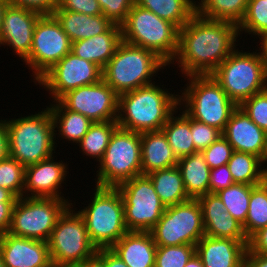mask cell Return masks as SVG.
<instances>
[{"instance_id":"1","label":"cell","mask_w":267,"mask_h":267,"mask_svg":"<svg viewBox=\"0 0 267 267\" xmlns=\"http://www.w3.org/2000/svg\"><path fill=\"white\" fill-rule=\"evenodd\" d=\"M238 26L197 13L179 29L175 58L185 77L211 75L236 49Z\"/></svg>"},{"instance_id":"2","label":"cell","mask_w":267,"mask_h":267,"mask_svg":"<svg viewBox=\"0 0 267 267\" xmlns=\"http://www.w3.org/2000/svg\"><path fill=\"white\" fill-rule=\"evenodd\" d=\"M178 106L179 95L154 82L118 95L116 121L119 128L128 131H159L178 108L183 109Z\"/></svg>"},{"instance_id":"3","label":"cell","mask_w":267,"mask_h":267,"mask_svg":"<svg viewBox=\"0 0 267 267\" xmlns=\"http://www.w3.org/2000/svg\"><path fill=\"white\" fill-rule=\"evenodd\" d=\"M5 123L9 157L24 167L36 164L56 153L54 148L57 134L49 107L34 115L8 121L6 119Z\"/></svg>"},{"instance_id":"4","label":"cell","mask_w":267,"mask_h":267,"mask_svg":"<svg viewBox=\"0 0 267 267\" xmlns=\"http://www.w3.org/2000/svg\"><path fill=\"white\" fill-rule=\"evenodd\" d=\"M166 66L155 52L122 41L102 69V79L120 95L154 83V74Z\"/></svg>"},{"instance_id":"5","label":"cell","mask_w":267,"mask_h":267,"mask_svg":"<svg viewBox=\"0 0 267 267\" xmlns=\"http://www.w3.org/2000/svg\"><path fill=\"white\" fill-rule=\"evenodd\" d=\"M93 199L79 214L97 249L111 248L128 231L123 198L117 187L95 186Z\"/></svg>"},{"instance_id":"6","label":"cell","mask_w":267,"mask_h":267,"mask_svg":"<svg viewBox=\"0 0 267 267\" xmlns=\"http://www.w3.org/2000/svg\"><path fill=\"white\" fill-rule=\"evenodd\" d=\"M186 78L189 84H185L187 86L182 96L179 95V106L183 105L184 111L191 118L223 133L231 114L238 106L212 75H192Z\"/></svg>"},{"instance_id":"7","label":"cell","mask_w":267,"mask_h":267,"mask_svg":"<svg viewBox=\"0 0 267 267\" xmlns=\"http://www.w3.org/2000/svg\"><path fill=\"white\" fill-rule=\"evenodd\" d=\"M122 41L149 49L170 65L178 50L179 29L135 3L121 25Z\"/></svg>"},{"instance_id":"8","label":"cell","mask_w":267,"mask_h":267,"mask_svg":"<svg viewBox=\"0 0 267 267\" xmlns=\"http://www.w3.org/2000/svg\"><path fill=\"white\" fill-rule=\"evenodd\" d=\"M241 51L235 49L211 74L237 106L267 88L259 50Z\"/></svg>"},{"instance_id":"9","label":"cell","mask_w":267,"mask_h":267,"mask_svg":"<svg viewBox=\"0 0 267 267\" xmlns=\"http://www.w3.org/2000/svg\"><path fill=\"white\" fill-rule=\"evenodd\" d=\"M98 165L96 186L117 187L142 175L141 133L118 127Z\"/></svg>"},{"instance_id":"10","label":"cell","mask_w":267,"mask_h":267,"mask_svg":"<svg viewBox=\"0 0 267 267\" xmlns=\"http://www.w3.org/2000/svg\"><path fill=\"white\" fill-rule=\"evenodd\" d=\"M71 206L59 216L47 241L50 259L59 267H76L98 250L89 238L82 216Z\"/></svg>"},{"instance_id":"11","label":"cell","mask_w":267,"mask_h":267,"mask_svg":"<svg viewBox=\"0 0 267 267\" xmlns=\"http://www.w3.org/2000/svg\"><path fill=\"white\" fill-rule=\"evenodd\" d=\"M72 204L68 199L20 197L14 204L7 233L47 242L59 216Z\"/></svg>"},{"instance_id":"12","label":"cell","mask_w":267,"mask_h":267,"mask_svg":"<svg viewBox=\"0 0 267 267\" xmlns=\"http://www.w3.org/2000/svg\"><path fill=\"white\" fill-rule=\"evenodd\" d=\"M149 232L156 246L196 245L205 236L198 199L166 207Z\"/></svg>"},{"instance_id":"13","label":"cell","mask_w":267,"mask_h":267,"mask_svg":"<svg viewBox=\"0 0 267 267\" xmlns=\"http://www.w3.org/2000/svg\"><path fill=\"white\" fill-rule=\"evenodd\" d=\"M117 189L123 198L128 231L149 232L166 209L151 179L147 175H139L121 183Z\"/></svg>"},{"instance_id":"14","label":"cell","mask_w":267,"mask_h":267,"mask_svg":"<svg viewBox=\"0 0 267 267\" xmlns=\"http://www.w3.org/2000/svg\"><path fill=\"white\" fill-rule=\"evenodd\" d=\"M72 42L53 15H42L36 22L29 56L23 61L33 71L36 82L64 56ZM36 80V81H35Z\"/></svg>"},{"instance_id":"15","label":"cell","mask_w":267,"mask_h":267,"mask_svg":"<svg viewBox=\"0 0 267 267\" xmlns=\"http://www.w3.org/2000/svg\"><path fill=\"white\" fill-rule=\"evenodd\" d=\"M102 79V69L95 63L69 52L37 82L57 101L66 92Z\"/></svg>"},{"instance_id":"16","label":"cell","mask_w":267,"mask_h":267,"mask_svg":"<svg viewBox=\"0 0 267 267\" xmlns=\"http://www.w3.org/2000/svg\"><path fill=\"white\" fill-rule=\"evenodd\" d=\"M58 101L68 110L85 115L94 122L117 120L118 94L101 79L62 95Z\"/></svg>"},{"instance_id":"17","label":"cell","mask_w":267,"mask_h":267,"mask_svg":"<svg viewBox=\"0 0 267 267\" xmlns=\"http://www.w3.org/2000/svg\"><path fill=\"white\" fill-rule=\"evenodd\" d=\"M42 15L26 8L8 5L0 30V45L13 48L25 60L31 51L36 22Z\"/></svg>"},{"instance_id":"18","label":"cell","mask_w":267,"mask_h":267,"mask_svg":"<svg viewBox=\"0 0 267 267\" xmlns=\"http://www.w3.org/2000/svg\"><path fill=\"white\" fill-rule=\"evenodd\" d=\"M53 157L54 155L25 167L23 197L25 195V197L65 199L59 188L68 174V165L62 160L56 162Z\"/></svg>"},{"instance_id":"19","label":"cell","mask_w":267,"mask_h":267,"mask_svg":"<svg viewBox=\"0 0 267 267\" xmlns=\"http://www.w3.org/2000/svg\"><path fill=\"white\" fill-rule=\"evenodd\" d=\"M0 256L6 267H45L51 262L47 242L9 233L1 235Z\"/></svg>"},{"instance_id":"20","label":"cell","mask_w":267,"mask_h":267,"mask_svg":"<svg viewBox=\"0 0 267 267\" xmlns=\"http://www.w3.org/2000/svg\"><path fill=\"white\" fill-rule=\"evenodd\" d=\"M197 199L202 210L205 235L240 240L248 244L242 224L230 216L217 194L207 193Z\"/></svg>"},{"instance_id":"21","label":"cell","mask_w":267,"mask_h":267,"mask_svg":"<svg viewBox=\"0 0 267 267\" xmlns=\"http://www.w3.org/2000/svg\"><path fill=\"white\" fill-rule=\"evenodd\" d=\"M247 245L240 240L203 236L195 253L204 267H243Z\"/></svg>"},{"instance_id":"22","label":"cell","mask_w":267,"mask_h":267,"mask_svg":"<svg viewBox=\"0 0 267 267\" xmlns=\"http://www.w3.org/2000/svg\"><path fill=\"white\" fill-rule=\"evenodd\" d=\"M222 135L231 144L234 151L260 157L267 133L238 106L231 114Z\"/></svg>"},{"instance_id":"23","label":"cell","mask_w":267,"mask_h":267,"mask_svg":"<svg viewBox=\"0 0 267 267\" xmlns=\"http://www.w3.org/2000/svg\"><path fill=\"white\" fill-rule=\"evenodd\" d=\"M156 248L150 232L129 231L110 249L128 267H155Z\"/></svg>"},{"instance_id":"24","label":"cell","mask_w":267,"mask_h":267,"mask_svg":"<svg viewBox=\"0 0 267 267\" xmlns=\"http://www.w3.org/2000/svg\"><path fill=\"white\" fill-rule=\"evenodd\" d=\"M121 42V26L114 24L103 34L72 42L71 52L103 69Z\"/></svg>"},{"instance_id":"25","label":"cell","mask_w":267,"mask_h":267,"mask_svg":"<svg viewBox=\"0 0 267 267\" xmlns=\"http://www.w3.org/2000/svg\"><path fill=\"white\" fill-rule=\"evenodd\" d=\"M178 159L162 130L141 133L142 175L177 166Z\"/></svg>"},{"instance_id":"26","label":"cell","mask_w":267,"mask_h":267,"mask_svg":"<svg viewBox=\"0 0 267 267\" xmlns=\"http://www.w3.org/2000/svg\"><path fill=\"white\" fill-rule=\"evenodd\" d=\"M52 15L60 23L71 42L103 34L114 25L103 14L91 16L69 10H54Z\"/></svg>"},{"instance_id":"27","label":"cell","mask_w":267,"mask_h":267,"mask_svg":"<svg viewBox=\"0 0 267 267\" xmlns=\"http://www.w3.org/2000/svg\"><path fill=\"white\" fill-rule=\"evenodd\" d=\"M177 167L180 170L186 193L191 199H197L209 193L210 168L202 151L179 158Z\"/></svg>"},{"instance_id":"28","label":"cell","mask_w":267,"mask_h":267,"mask_svg":"<svg viewBox=\"0 0 267 267\" xmlns=\"http://www.w3.org/2000/svg\"><path fill=\"white\" fill-rule=\"evenodd\" d=\"M165 207L191 199L185 190L180 170L177 166L156 170L147 175Z\"/></svg>"},{"instance_id":"29","label":"cell","mask_w":267,"mask_h":267,"mask_svg":"<svg viewBox=\"0 0 267 267\" xmlns=\"http://www.w3.org/2000/svg\"><path fill=\"white\" fill-rule=\"evenodd\" d=\"M135 4L182 28L195 14V0H135Z\"/></svg>"},{"instance_id":"30","label":"cell","mask_w":267,"mask_h":267,"mask_svg":"<svg viewBox=\"0 0 267 267\" xmlns=\"http://www.w3.org/2000/svg\"><path fill=\"white\" fill-rule=\"evenodd\" d=\"M49 106L53 117L54 128H57L61 139L78 144L89 130L93 122L85 115L65 108L58 100Z\"/></svg>"},{"instance_id":"31","label":"cell","mask_w":267,"mask_h":267,"mask_svg":"<svg viewBox=\"0 0 267 267\" xmlns=\"http://www.w3.org/2000/svg\"><path fill=\"white\" fill-rule=\"evenodd\" d=\"M182 111L181 115L176 117L174 115L178 111H175L161 129L177 159L197 152L191 134L190 116L184 109Z\"/></svg>"},{"instance_id":"32","label":"cell","mask_w":267,"mask_h":267,"mask_svg":"<svg viewBox=\"0 0 267 267\" xmlns=\"http://www.w3.org/2000/svg\"><path fill=\"white\" fill-rule=\"evenodd\" d=\"M200 2V3H199ZM196 13L202 17L239 25L249 0H199Z\"/></svg>"},{"instance_id":"33","label":"cell","mask_w":267,"mask_h":267,"mask_svg":"<svg viewBox=\"0 0 267 267\" xmlns=\"http://www.w3.org/2000/svg\"><path fill=\"white\" fill-rule=\"evenodd\" d=\"M118 128L116 120L94 122L84 137L78 142L84 155L96 158L99 162L109 144L111 135Z\"/></svg>"},{"instance_id":"34","label":"cell","mask_w":267,"mask_h":267,"mask_svg":"<svg viewBox=\"0 0 267 267\" xmlns=\"http://www.w3.org/2000/svg\"><path fill=\"white\" fill-rule=\"evenodd\" d=\"M227 165L235 183L258 185L267 178L261 170L259 157L250 153L233 151Z\"/></svg>"},{"instance_id":"35","label":"cell","mask_w":267,"mask_h":267,"mask_svg":"<svg viewBox=\"0 0 267 267\" xmlns=\"http://www.w3.org/2000/svg\"><path fill=\"white\" fill-rule=\"evenodd\" d=\"M242 226L247 239L267 226V178L252 188L247 218Z\"/></svg>"},{"instance_id":"36","label":"cell","mask_w":267,"mask_h":267,"mask_svg":"<svg viewBox=\"0 0 267 267\" xmlns=\"http://www.w3.org/2000/svg\"><path fill=\"white\" fill-rule=\"evenodd\" d=\"M254 186L255 185L234 183L226 189L216 193L225 204L226 211L230 216L242 225L247 218L251 190Z\"/></svg>"},{"instance_id":"37","label":"cell","mask_w":267,"mask_h":267,"mask_svg":"<svg viewBox=\"0 0 267 267\" xmlns=\"http://www.w3.org/2000/svg\"><path fill=\"white\" fill-rule=\"evenodd\" d=\"M253 35L267 34V0H249L245 15L238 25V32Z\"/></svg>"},{"instance_id":"38","label":"cell","mask_w":267,"mask_h":267,"mask_svg":"<svg viewBox=\"0 0 267 267\" xmlns=\"http://www.w3.org/2000/svg\"><path fill=\"white\" fill-rule=\"evenodd\" d=\"M25 167L10 157L0 161V187L11 191L17 198L23 197Z\"/></svg>"},{"instance_id":"39","label":"cell","mask_w":267,"mask_h":267,"mask_svg":"<svg viewBox=\"0 0 267 267\" xmlns=\"http://www.w3.org/2000/svg\"><path fill=\"white\" fill-rule=\"evenodd\" d=\"M195 254V245L157 246L155 267H184Z\"/></svg>"},{"instance_id":"40","label":"cell","mask_w":267,"mask_h":267,"mask_svg":"<svg viewBox=\"0 0 267 267\" xmlns=\"http://www.w3.org/2000/svg\"><path fill=\"white\" fill-rule=\"evenodd\" d=\"M239 107L267 133V88L245 100Z\"/></svg>"},{"instance_id":"41","label":"cell","mask_w":267,"mask_h":267,"mask_svg":"<svg viewBox=\"0 0 267 267\" xmlns=\"http://www.w3.org/2000/svg\"><path fill=\"white\" fill-rule=\"evenodd\" d=\"M233 151L231 144L222 135L209 147L202 150V153L209 168L213 169L226 165L229 162Z\"/></svg>"},{"instance_id":"42","label":"cell","mask_w":267,"mask_h":267,"mask_svg":"<svg viewBox=\"0 0 267 267\" xmlns=\"http://www.w3.org/2000/svg\"><path fill=\"white\" fill-rule=\"evenodd\" d=\"M190 128L193 143L197 151L206 149L222 136V132L219 129L197 121L191 117Z\"/></svg>"},{"instance_id":"43","label":"cell","mask_w":267,"mask_h":267,"mask_svg":"<svg viewBox=\"0 0 267 267\" xmlns=\"http://www.w3.org/2000/svg\"><path fill=\"white\" fill-rule=\"evenodd\" d=\"M103 15L113 24L122 25L135 0H97Z\"/></svg>"},{"instance_id":"44","label":"cell","mask_w":267,"mask_h":267,"mask_svg":"<svg viewBox=\"0 0 267 267\" xmlns=\"http://www.w3.org/2000/svg\"><path fill=\"white\" fill-rule=\"evenodd\" d=\"M55 10H69L91 16L103 14L97 0H57Z\"/></svg>"},{"instance_id":"45","label":"cell","mask_w":267,"mask_h":267,"mask_svg":"<svg viewBox=\"0 0 267 267\" xmlns=\"http://www.w3.org/2000/svg\"><path fill=\"white\" fill-rule=\"evenodd\" d=\"M209 193L216 194L219 191L233 185L232 174L229 171L228 165H222L217 168L210 169L209 176Z\"/></svg>"},{"instance_id":"46","label":"cell","mask_w":267,"mask_h":267,"mask_svg":"<svg viewBox=\"0 0 267 267\" xmlns=\"http://www.w3.org/2000/svg\"><path fill=\"white\" fill-rule=\"evenodd\" d=\"M9 5L26 8L41 15H52L57 8V0H6Z\"/></svg>"},{"instance_id":"47","label":"cell","mask_w":267,"mask_h":267,"mask_svg":"<svg viewBox=\"0 0 267 267\" xmlns=\"http://www.w3.org/2000/svg\"><path fill=\"white\" fill-rule=\"evenodd\" d=\"M246 253L267 255V226L255 232L248 239Z\"/></svg>"},{"instance_id":"48","label":"cell","mask_w":267,"mask_h":267,"mask_svg":"<svg viewBox=\"0 0 267 267\" xmlns=\"http://www.w3.org/2000/svg\"><path fill=\"white\" fill-rule=\"evenodd\" d=\"M15 202H0V234L8 232Z\"/></svg>"},{"instance_id":"49","label":"cell","mask_w":267,"mask_h":267,"mask_svg":"<svg viewBox=\"0 0 267 267\" xmlns=\"http://www.w3.org/2000/svg\"><path fill=\"white\" fill-rule=\"evenodd\" d=\"M9 157L8 132L5 120H0V161Z\"/></svg>"},{"instance_id":"50","label":"cell","mask_w":267,"mask_h":267,"mask_svg":"<svg viewBox=\"0 0 267 267\" xmlns=\"http://www.w3.org/2000/svg\"><path fill=\"white\" fill-rule=\"evenodd\" d=\"M243 267H267V255L246 253Z\"/></svg>"},{"instance_id":"51","label":"cell","mask_w":267,"mask_h":267,"mask_svg":"<svg viewBox=\"0 0 267 267\" xmlns=\"http://www.w3.org/2000/svg\"><path fill=\"white\" fill-rule=\"evenodd\" d=\"M105 267H128L110 248H104Z\"/></svg>"},{"instance_id":"52","label":"cell","mask_w":267,"mask_h":267,"mask_svg":"<svg viewBox=\"0 0 267 267\" xmlns=\"http://www.w3.org/2000/svg\"><path fill=\"white\" fill-rule=\"evenodd\" d=\"M76 267H105L104 265V248L98 249L97 252L83 263Z\"/></svg>"},{"instance_id":"53","label":"cell","mask_w":267,"mask_h":267,"mask_svg":"<svg viewBox=\"0 0 267 267\" xmlns=\"http://www.w3.org/2000/svg\"><path fill=\"white\" fill-rule=\"evenodd\" d=\"M259 40H261L260 42V52L259 55H260V58H261V61L263 63V67H264V70L267 74V34H264V35H260V37H258Z\"/></svg>"},{"instance_id":"54","label":"cell","mask_w":267,"mask_h":267,"mask_svg":"<svg viewBox=\"0 0 267 267\" xmlns=\"http://www.w3.org/2000/svg\"><path fill=\"white\" fill-rule=\"evenodd\" d=\"M17 199L11 191L0 187V202H16Z\"/></svg>"},{"instance_id":"55","label":"cell","mask_w":267,"mask_h":267,"mask_svg":"<svg viewBox=\"0 0 267 267\" xmlns=\"http://www.w3.org/2000/svg\"><path fill=\"white\" fill-rule=\"evenodd\" d=\"M259 163H260V167H261L262 172L267 177V166L262 165V164H265V163L267 165V135H266V138H265V141H264V146H263L262 153H261V155L259 157Z\"/></svg>"},{"instance_id":"56","label":"cell","mask_w":267,"mask_h":267,"mask_svg":"<svg viewBox=\"0 0 267 267\" xmlns=\"http://www.w3.org/2000/svg\"><path fill=\"white\" fill-rule=\"evenodd\" d=\"M184 267H204L200 258L196 255V253L189 259Z\"/></svg>"},{"instance_id":"57","label":"cell","mask_w":267,"mask_h":267,"mask_svg":"<svg viewBox=\"0 0 267 267\" xmlns=\"http://www.w3.org/2000/svg\"><path fill=\"white\" fill-rule=\"evenodd\" d=\"M8 5L9 4L6 0H0V30H1L2 22L4 18V13Z\"/></svg>"},{"instance_id":"58","label":"cell","mask_w":267,"mask_h":267,"mask_svg":"<svg viewBox=\"0 0 267 267\" xmlns=\"http://www.w3.org/2000/svg\"><path fill=\"white\" fill-rule=\"evenodd\" d=\"M45 267H59L56 263H54L53 261H51L48 265H46Z\"/></svg>"},{"instance_id":"59","label":"cell","mask_w":267,"mask_h":267,"mask_svg":"<svg viewBox=\"0 0 267 267\" xmlns=\"http://www.w3.org/2000/svg\"><path fill=\"white\" fill-rule=\"evenodd\" d=\"M0 267H6L5 263L3 262L2 257L0 256Z\"/></svg>"}]
</instances>
